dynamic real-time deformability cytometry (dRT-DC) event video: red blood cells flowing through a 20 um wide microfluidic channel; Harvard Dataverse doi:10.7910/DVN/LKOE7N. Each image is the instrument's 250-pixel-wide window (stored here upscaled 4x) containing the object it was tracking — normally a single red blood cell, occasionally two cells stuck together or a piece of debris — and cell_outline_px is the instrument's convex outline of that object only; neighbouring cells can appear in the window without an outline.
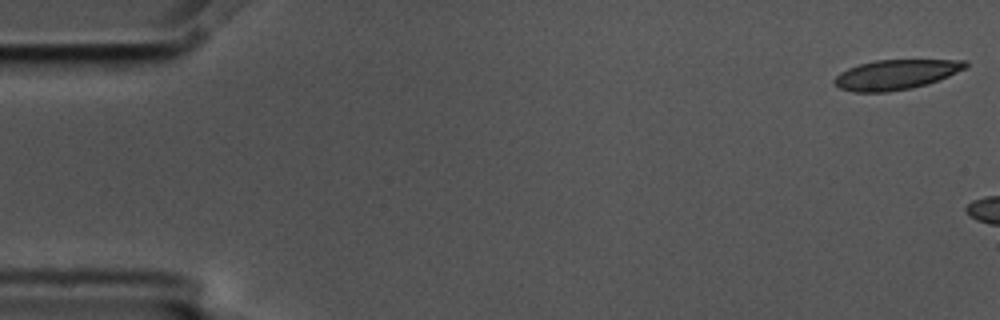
{"species": "common noctule bat (a hibernating species)", "species_latin": "Nyctalus noctula", "temperature_condition": "cold", "stored_images_in_passage": 11, "camera_frame_rate_fps": 3000, "um_per_image_px": 0.085, "animal": {"sex": "male", "body_mass_g": 17.5, "forearm_length_mm": 52.3}, "frame": {"image": 1, "passage_image": 1, "time_ms": 0.0, "image_size_px": [1000, 320], "cell_outline_px": [[968, 64], [964, 68], [948, 76], [928, 84], [912, 88], [888, 92], [852, 92], [840, 88], [832, 84], [832, 80], [840, 72], [848, 68], [860, 64], [876, 60], [968, 60]], "centroid_in_image_um": [76.1, 6.35], "position_along_channel_um": 8.9, "area_um2": 22.83}}